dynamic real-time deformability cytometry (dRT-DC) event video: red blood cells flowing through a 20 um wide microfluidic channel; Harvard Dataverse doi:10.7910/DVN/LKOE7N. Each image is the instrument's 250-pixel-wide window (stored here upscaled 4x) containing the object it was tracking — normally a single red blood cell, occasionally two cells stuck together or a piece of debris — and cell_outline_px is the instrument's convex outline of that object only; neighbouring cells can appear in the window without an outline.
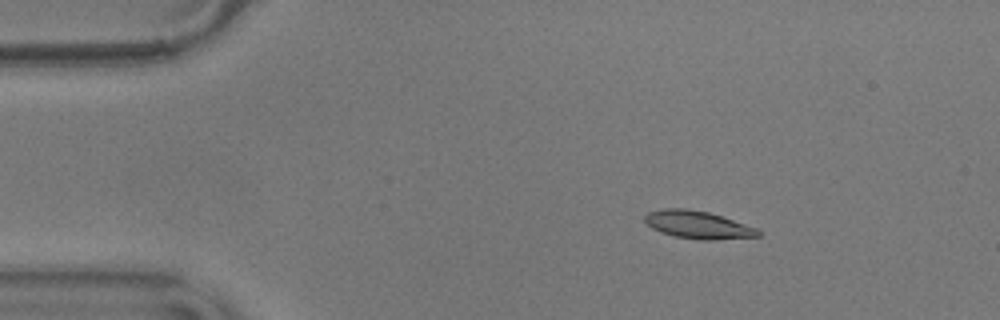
{"species": "common noctule bat (a hibernating species)", "species_latin": "Nyctalus noctula", "temperature_condition": "warm", "stored_images_in_passage": 48, "camera_frame_rate_fps": 3000, "um_per_image_px": 0.085, "animal": {"sex": "male", "body_mass_g": 17.9}, "frame": {"image": 1, "passage_image": 1, "time_ms": 0.0, "image_size_px": [1000, 320], "cell_outline_px": [[760, 236], [716, 240], [700, 240], [676, 236], [660, 232], [652, 228], [644, 220], [644, 216], [648, 212], [664, 208], [684, 208], [708, 212], [756, 228], [760, 232]], "centroid_in_image_um": [59.29, 19.11], "position_along_channel_um": 25.7, "area_um2": 18.09}}
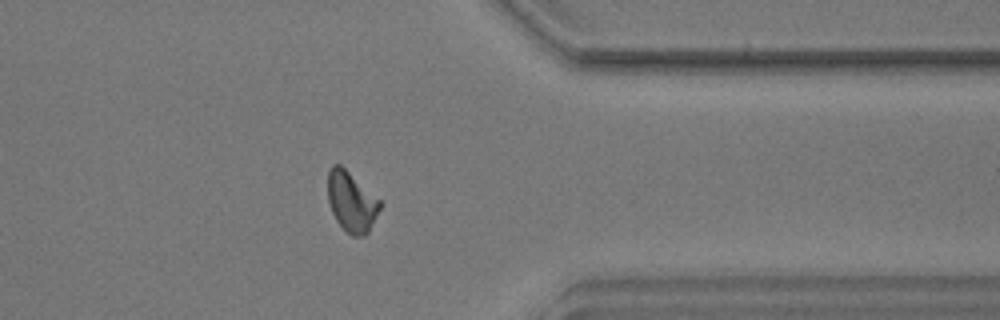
{"frame": {"image": 2, "passage_image": 37, "time_ms": 12.0, "image_size_px": [1000, 320], "cell_outline_px": [[384, 204], [368, 232], [364, 236], [352, 236], [336, 220], [332, 212], [328, 200], [328, 172], [332, 164], [340, 164], [380, 200]], "centroid_in_image_um": [29.89, 17.15], "position_along_channel_um": 381.5, "area_um2": 18.21}}
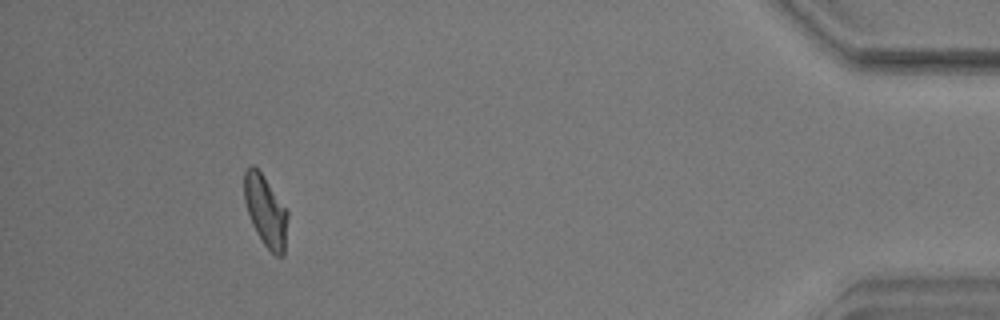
{"frame": {"image": 3, "passage_image": 44, "time_ms": 14.333, "image_size_px": [1000, 320], "cell_outline_px": [[288, 216], [284, 256], [276, 256], [264, 244], [256, 232], [252, 224], [244, 200], [244, 172], [252, 164], [260, 172], [288, 212]], "centroid_in_image_um": [22.57, 17.96], "position_along_channel_um": 412.6, "area_um2": 17.63}, "authors_computed_cell_mechanics": {"area_um2": 18.0914, "velocity_mm_per_s": 3.582, "shape_relaxation_time_tau1_ms": 4.8328, "shape_relaxation_time_tau2_ms": 2.4109, "deformation_change_tau1": 0.1492, "deformation_change_tau2": 0.0794}}